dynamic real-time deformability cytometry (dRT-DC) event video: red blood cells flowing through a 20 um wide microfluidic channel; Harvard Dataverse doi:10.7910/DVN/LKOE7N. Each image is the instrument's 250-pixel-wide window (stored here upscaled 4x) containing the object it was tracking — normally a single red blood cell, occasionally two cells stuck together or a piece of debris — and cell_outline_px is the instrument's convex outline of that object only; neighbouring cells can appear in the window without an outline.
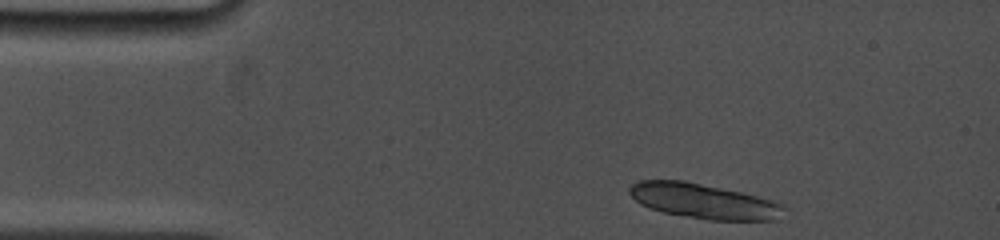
{"species": "common noctule bat (a hibernating species)", "species_latin": "Nyctalus noctula", "temperature_condition": "cold", "stored_images_in_passage": 5, "camera_frame_rate_fps": 5000, "um_per_image_px": 0.085, "animal": {"sex": "female", "body_mass_g": 19.0, "forearm_length_mm": 53.3}, "frame": {"image": 1, "passage_image": 1, "time_ms": 0.0, "image_size_px": [1000, 240], "cell_outline_px": [[788, 208], [776, 220], [708, 220], [664, 212], [648, 208], [640, 204], [628, 192], [628, 188], [632, 184], [640, 180], [684, 180], [740, 192], [772, 200], [784, 204]], "centroid_in_image_um": [59.82, 17.1], "position_along_channel_um": 25.2, "area_um2": 31.5}}